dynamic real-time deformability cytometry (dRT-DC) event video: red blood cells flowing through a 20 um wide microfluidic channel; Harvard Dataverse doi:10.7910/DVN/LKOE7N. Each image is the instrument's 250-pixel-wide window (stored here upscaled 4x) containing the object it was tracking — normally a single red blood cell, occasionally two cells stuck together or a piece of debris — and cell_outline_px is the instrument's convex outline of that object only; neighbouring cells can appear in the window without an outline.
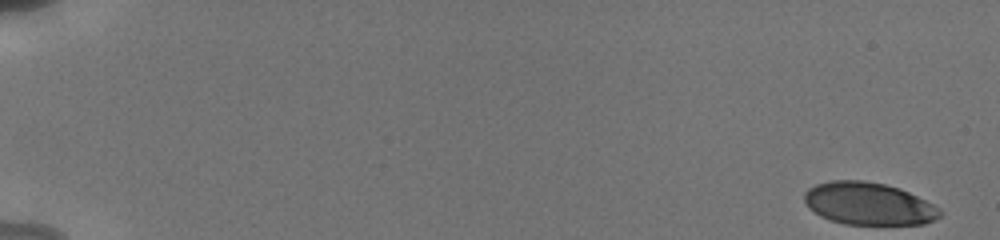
{"species": "human", "species_latin": "Homo sapiens", "temperature_condition": "cold", "stored_images_in_passage": 70, "camera_frame_rate_fps": 3000, "um_per_image_px": 0.085, "donor": {"sex": "male"}, "frame": {"image": 1, "passage_image": 1, "time_ms": 0.0, "image_size_px": [1000, 240], "cell_outline_px": [[944, 212], [936, 220], [924, 224], [844, 224], [828, 220], [820, 216], [808, 208], [804, 200], [804, 192], [808, 188], [816, 184], [828, 180], [864, 180], [884, 184], [900, 188], [940, 208]], "centroid_in_image_um": [73.81, 17.31], "position_along_channel_um": 11.2, "area_um2": 33.81}}
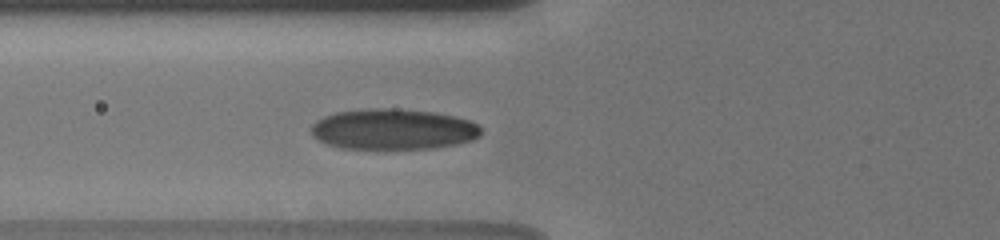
{"frame": {"image": 2, "passage_image": 29, "time_ms": 7.0, "image_size_px": [1000, 240], "cell_outline_px": [[480, 136], [472, 140], [456, 144], [428, 148], [344, 148], [328, 144], [312, 136], [312, 124], [316, 120], [324, 116], [336, 112], [372, 108], [392, 108], [432, 112], [452, 116], [468, 120], [476, 124], [480, 128]], "centroid_in_image_um": [33.39, 10.98], "position_along_channel_um": 92.4, "area_um2": 39.77}}
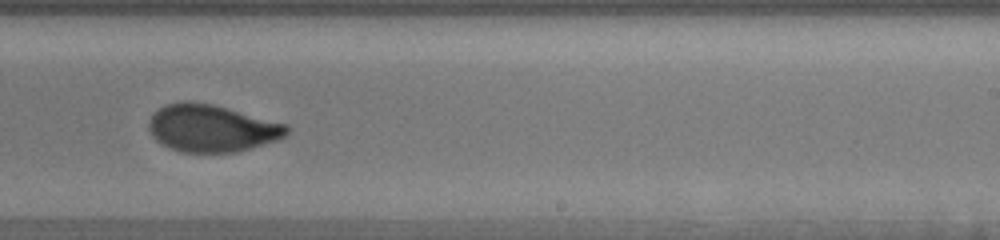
{"frame": {"image": 3, "passage_image": 46, "time_ms": 11.667, "image_size_px": [1000, 240], "cell_outline_px": [[292, 128], [288, 136], [276, 140], [236, 152], [180, 152], [156, 140], [152, 136], [148, 128], [148, 120], [152, 112], [164, 104], [180, 100], [192, 100], [212, 104], [228, 108], [288, 124]], "centroid_in_image_um": [17.98, 10.87], "position_along_channel_um": 271.0, "area_um2": 38.49}, "authors_computed_cell_mechanics": {"area_um2": 36.3562, "velocity_mm_per_s": 3.8293, "shape_relaxation_time_tau1_ms": 4.8237, "shape_relaxation_time_tau2_ms": 0.9106, "deformation_change_tau1": 0.1547, "deformation_change_tau2": 0.052}}